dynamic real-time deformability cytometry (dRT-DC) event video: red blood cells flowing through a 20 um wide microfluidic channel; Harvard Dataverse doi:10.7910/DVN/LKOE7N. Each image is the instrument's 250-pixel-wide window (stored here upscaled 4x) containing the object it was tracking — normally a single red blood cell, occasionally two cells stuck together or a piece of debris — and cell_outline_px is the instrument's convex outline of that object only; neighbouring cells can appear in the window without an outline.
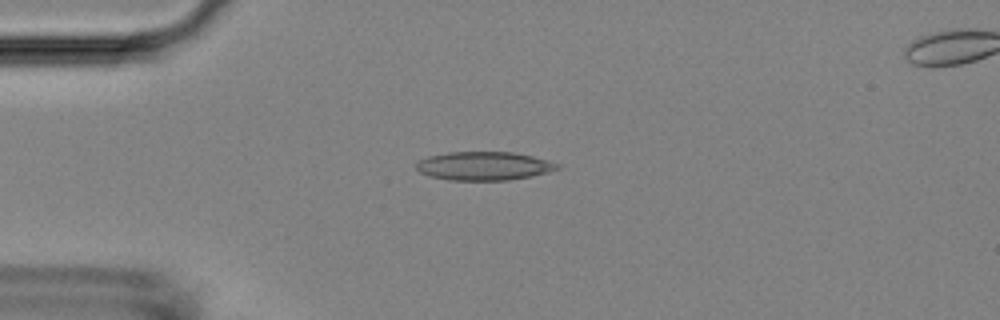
{"species": "Egyptian fruit bat (a non-hibernating species)", "species_latin": "Rousettus aegyptiacus", "temperature_condition": "room temperature", "stored_images_in_passage": 3, "camera_frame_rate_fps": 3000, "um_per_image_px": 0.085, "animal": {"sex": "female"}, "frame": {"image": 1, "passage_image": 1, "time_ms": 0.0, "image_size_px": [1000, 320], "cell_outline_px": [[560, 168], [548, 172], [532, 176], [508, 180], [448, 180], [428, 176], [420, 172], [416, 168], [416, 164], [420, 160], [428, 156], [448, 152], [512, 152], [532, 156], [548, 160], [560, 164]], "centroid_in_image_um": [41.13, 14.11], "position_along_channel_um": 43.9, "area_um2": 23.52}}
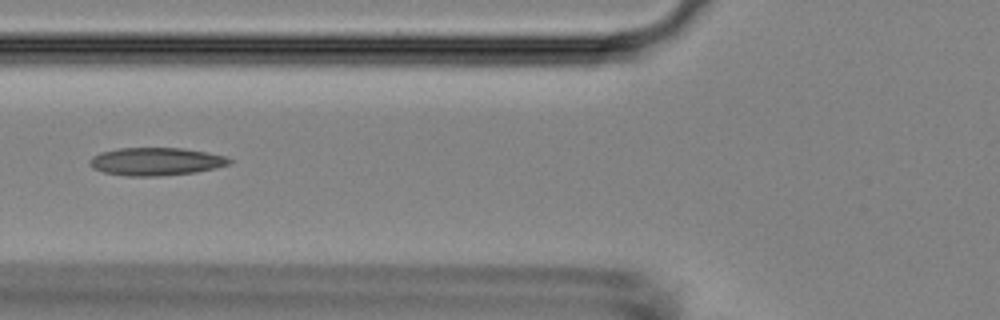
{"frame": {"image": 2, "passage_image": 3, "time_ms": 0.667, "image_size_px": [1000, 320], "cell_outline_px": [[232, 160], [228, 164], [216, 168], [196, 172], [160, 176], [128, 176], [104, 172], [92, 168], [88, 164], [88, 160], [92, 156], [100, 152], [120, 148], [184, 148], [208, 152], [224, 156]], "centroid_in_image_um": [13.22, 13.72], "position_along_channel_um": 112.6, "area_um2": 22.77}}